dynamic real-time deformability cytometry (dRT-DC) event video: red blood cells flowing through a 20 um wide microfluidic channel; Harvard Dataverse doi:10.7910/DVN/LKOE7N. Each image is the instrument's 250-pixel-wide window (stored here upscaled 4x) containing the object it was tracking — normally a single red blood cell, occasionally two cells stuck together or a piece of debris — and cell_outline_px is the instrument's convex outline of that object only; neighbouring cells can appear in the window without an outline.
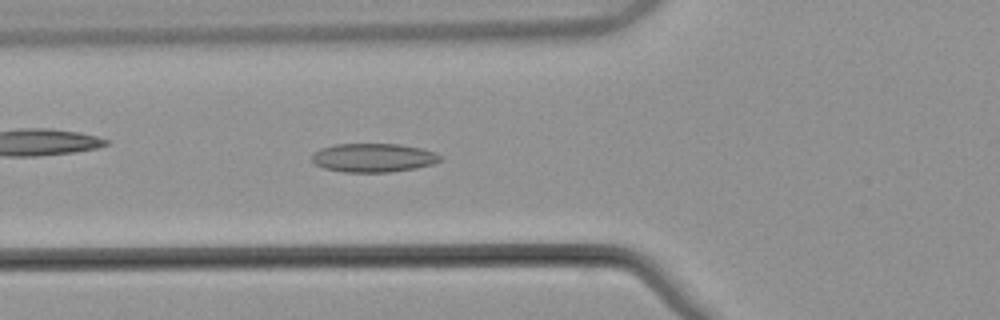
{"species": "common noctule bat (a hibernating species)", "species_latin": "Nyctalus noctula", "temperature_condition": "warm", "stored_images_in_passage": 41, "camera_frame_rate_fps": 3000, "um_per_image_px": 0.085, "animal": {"sex": "male", "body_mass_g": 21.5, "forearm_length_mm": 52.0}, "frame": {"image": 1, "passage_image": 8, "time_ms": 2.333, "image_size_px": [1000, 320], "cell_outline_px": [[444, 156], [440, 160], [432, 164], [416, 168], [388, 172], [344, 172], [324, 168], [316, 164], [312, 160], [312, 156], [320, 148], [336, 144], [400, 144], [420, 148], [436, 152]], "centroid_in_image_um": [31.77, 13.4], "position_along_channel_um": 94.0, "area_um2": 21.44}}
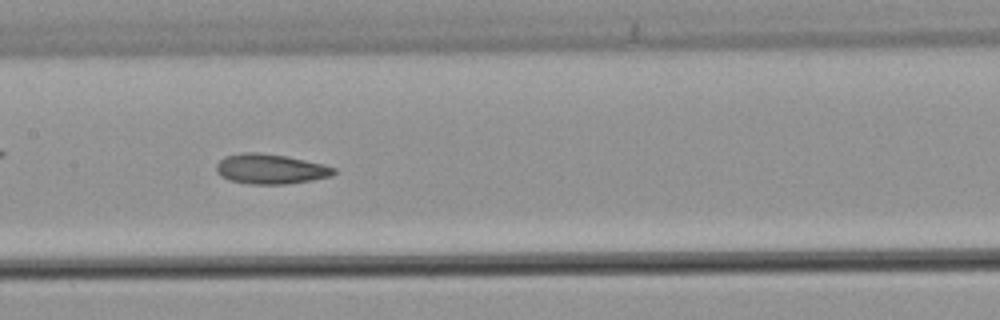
{"frame": {"image": 2, "passage_image": 15, "time_ms": 4.667, "image_size_px": [1000, 320], "cell_outline_px": [[336, 172], [332, 176], [312, 180], [284, 184], [248, 184], [228, 180], [220, 176], [216, 172], [216, 164], [224, 156], [244, 152], [256, 152], [284, 156], [324, 164], [336, 168]], "centroid_in_image_um": [22.96, 14.37], "position_along_channel_um": 184.4, "area_um2": 20.58}}
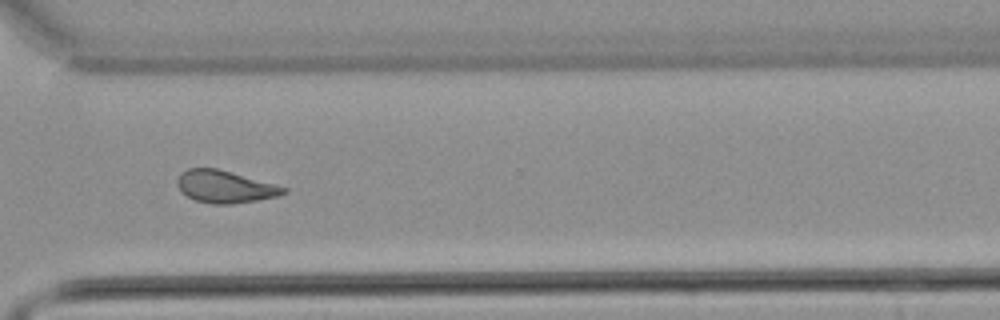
{"frame": {"image": 3, "passage_image": 28, "time_ms": 9.0, "image_size_px": [1000, 320], "cell_outline_px": [[288, 192], [276, 196], [256, 200], [232, 204], [212, 204], [196, 200], [188, 196], [180, 188], [180, 172], [188, 168], [216, 168], [288, 188]], "centroid_in_image_um": [19.15, 15.87], "position_along_channel_um": 351.4, "area_um2": 19.42}, "authors_computed_cell_mechanics": {"area_um2": 20.23, "velocity_mm_per_s": 3.8583, "shape_relaxation_time_tau1_ms": null, "shape_relaxation_time_tau2_ms": 4.1458, "deformation_change_tau1": null, "deformation_change_tau2": 0.105}}